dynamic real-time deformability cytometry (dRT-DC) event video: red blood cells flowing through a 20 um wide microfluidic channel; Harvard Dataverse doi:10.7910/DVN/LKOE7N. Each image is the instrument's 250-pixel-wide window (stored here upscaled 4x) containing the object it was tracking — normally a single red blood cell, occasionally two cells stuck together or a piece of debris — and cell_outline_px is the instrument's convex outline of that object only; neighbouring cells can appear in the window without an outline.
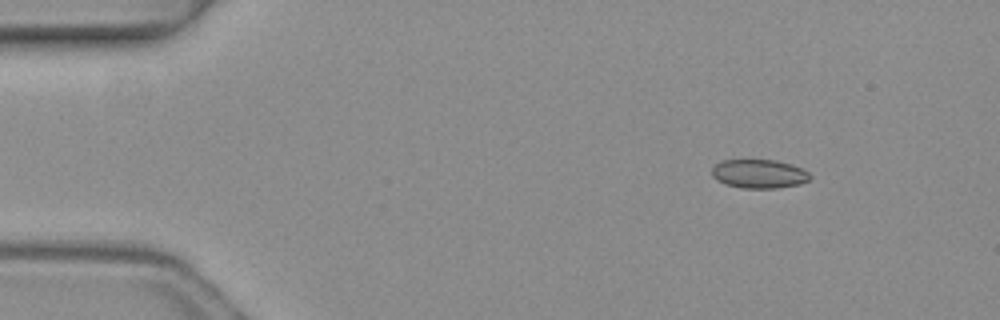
{"species": "common noctule bat (a hibernating species)", "species_latin": "Nyctalus noctula", "temperature_condition": "warm", "stored_images_in_passage": 3, "camera_frame_rate_fps": 3000, "um_per_image_px": 0.085, "animal": {"sex": "female", "body_mass_g": 19.3, "forearm_length_mm": 54.1}, "frame": {"image": 1, "passage_image": 1, "time_ms": 0.0, "image_size_px": [1000, 320], "cell_outline_px": [[812, 176], [808, 180], [800, 184], [776, 188], [740, 188], [724, 184], [716, 180], [712, 176], [712, 168], [716, 164], [724, 160], [776, 160], [792, 164], [808, 172]], "centroid_in_image_um": [64.51, 14.78], "position_along_channel_um": 20.5, "area_um2": 16.53}}
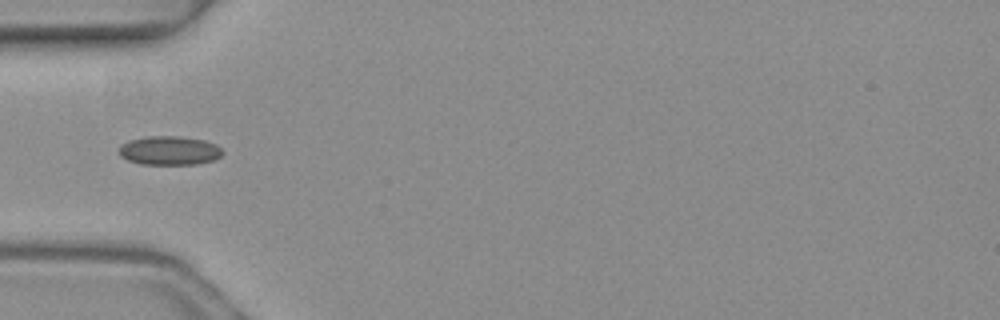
{"frame": {"image": 2, "passage_image": 3, "time_ms": 0.667, "image_size_px": [1000, 320], "cell_outline_px": [[224, 152], [220, 156], [212, 160], [196, 164], [140, 164], [128, 160], [120, 156], [116, 152], [120, 144], [128, 140], [144, 136], [176, 136], [204, 140], [216, 144]], "centroid_in_image_um": [14.33, 12.79], "position_along_channel_um": 70.7, "area_um2": 17.63}}